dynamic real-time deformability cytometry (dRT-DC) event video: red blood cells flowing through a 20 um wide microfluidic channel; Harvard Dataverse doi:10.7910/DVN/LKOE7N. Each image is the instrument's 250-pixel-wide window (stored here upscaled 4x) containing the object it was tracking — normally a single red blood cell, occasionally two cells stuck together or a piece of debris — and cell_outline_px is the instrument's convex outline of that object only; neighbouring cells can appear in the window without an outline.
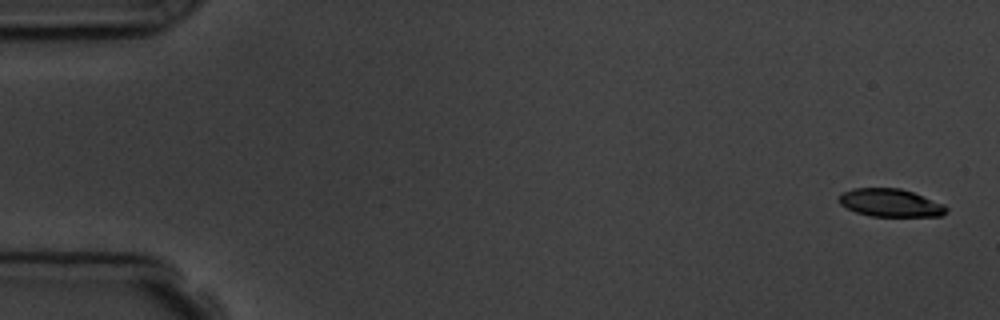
{"species": "common noctule bat (a hibernating species)", "species_latin": "Nyctalus noctula", "temperature_condition": "room temperature", "stored_images_in_passage": 5, "camera_frame_rate_fps": 3000, "um_per_image_px": 0.085, "animal": {"sex": "male", "body_mass_g": 19.5, "forearm_length_mm": 54.6}, "frame": {"image": 1, "passage_image": 1, "time_ms": 0.0, "image_size_px": [1000, 320], "cell_outline_px": [[948, 212], [940, 216], [872, 216], [856, 212], [840, 204], [836, 200], [840, 192], [852, 188], [900, 188], [912, 192], [944, 204], [948, 208]], "centroid_in_image_um": [75.65, 17.23], "position_along_channel_um": 9.4, "area_um2": 17.57}}
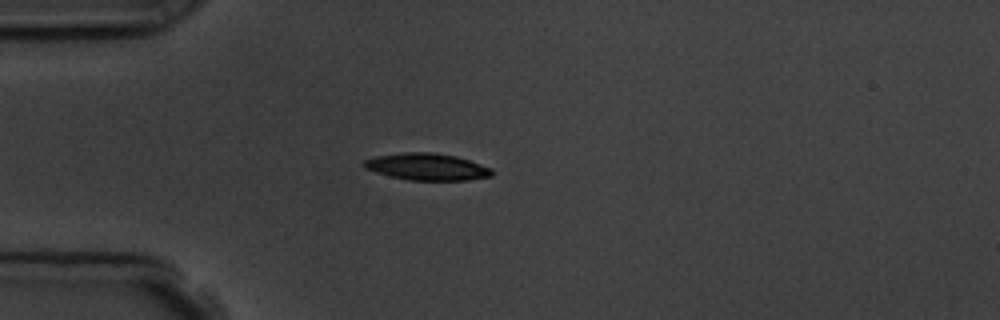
{"frame": {"image": 2, "passage_image": 5, "time_ms": 4.333, "image_size_px": [1000, 320], "cell_outline_px": [[492, 176], [468, 180], [408, 180], [376, 172], [364, 168], [360, 164], [364, 160], [376, 156], [404, 152], [432, 152], [456, 156], [492, 168]], "centroid_in_image_um": [36.27, 14.17], "position_along_channel_um": 48.7, "area_um2": 20.0}}